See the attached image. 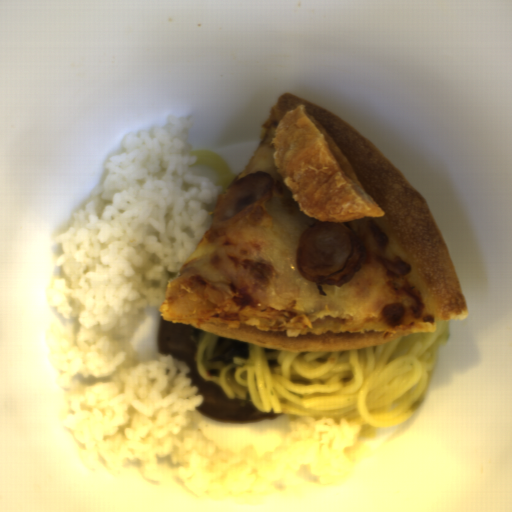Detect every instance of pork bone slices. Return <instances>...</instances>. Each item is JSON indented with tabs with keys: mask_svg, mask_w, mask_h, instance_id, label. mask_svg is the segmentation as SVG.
<instances>
[{
	"mask_svg": "<svg viewBox=\"0 0 512 512\" xmlns=\"http://www.w3.org/2000/svg\"><path fill=\"white\" fill-rule=\"evenodd\" d=\"M251 352L250 343L220 336L211 354L210 361L232 365L234 357H247Z\"/></svg>",
	"mask_w": 512,
	"mask_h": 512,
	"instance_id": "pork-bone-slices-2",
	"label": "pork bone slices"
},
{
	"mask_svg": "<svg viewBox=\"0 0 512 512\" xmlns=\"http://www.w3.org/2000/svg\"><path fill=\"white\" fill-rule=\"evenodd\" d=\"M205 330L161 320L157 334L158 355H173L187 364L191 387L198 388L203 402L195 408L202 416L230 424H247L275 419L281 414L262 412L250 401L231 399L219 383L203 378L196 368L197 343Z\"/></svg>",
	"mask_w": 512,
	"mask_h": 512,
	"instance_id": "pork-bone-slices-1",
	"label": "pork bone slices"
}]
</instances>
